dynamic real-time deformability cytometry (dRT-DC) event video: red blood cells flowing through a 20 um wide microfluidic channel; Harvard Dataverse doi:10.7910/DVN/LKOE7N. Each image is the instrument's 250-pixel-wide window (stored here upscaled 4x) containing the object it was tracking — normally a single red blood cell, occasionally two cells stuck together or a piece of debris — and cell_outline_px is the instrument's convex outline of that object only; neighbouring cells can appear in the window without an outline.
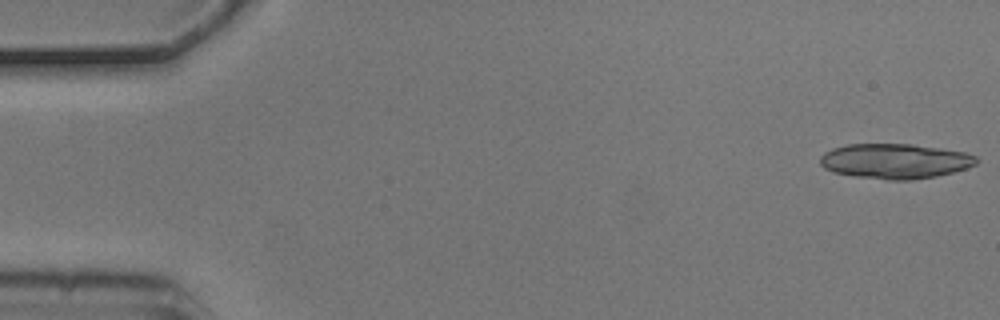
{"species": "common noctule bat (a hibernating species)", "species_latin": "Nyctalus noctula", "temperature_condition": "cold", "stored_images_in_passage": 4, "camera_frame_rate_fps": 3000, "um_per_image_px": 0.085, "animal": {"sex": "male", "body_mass_g": 20.5, "forearm_length_mm": 52.5}, "frame": {"image": 1, "passage_image": 1, "time_ms": 0.0, "image_size_px": [1000, 320], "cell_outline_px": [[980, 160], [976, 164], [968, 168], [936, 176], [912, 180], [888, 180], [852, 176], [832, 172], [824, 168], [820, 164], [820, 156], [824, 152], [832, 148], [848, 144], [912, 144], [940, 148], [964, 152], [976, 156]], "centroid_in_image_um": [76.06, 13.7], "position_along_channel_um": 8.9, "area_um2": 32.14}}